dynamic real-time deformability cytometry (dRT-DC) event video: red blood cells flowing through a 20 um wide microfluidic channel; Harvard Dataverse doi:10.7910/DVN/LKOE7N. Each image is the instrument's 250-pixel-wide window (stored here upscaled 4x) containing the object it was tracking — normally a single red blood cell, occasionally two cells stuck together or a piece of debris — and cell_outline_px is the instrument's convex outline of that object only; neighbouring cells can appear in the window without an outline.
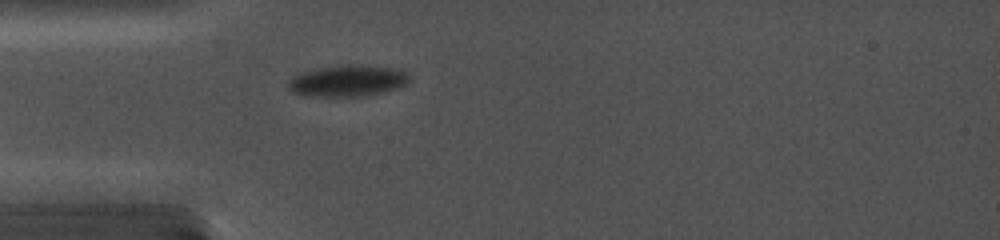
{"species": "common noctule bat (a hibernating species)", "species_latin": "Nyctalus noctula", "temperature_condition": "cold", "stored_images_in_passage": 39, "camera_frame_rate_fps": 5000, "um_per_image_px": 0.085, "animal": {"sex": "female", "body_mass_g": 19.0, "forearm_length_mm": 56.7}, "frame": {"image": 1, "passage_image": 1, "time_ms": 0.0, "image_size_px": [1000, 240], "cell_outline_px": [[408, 80], [404, 84], [396, 88], [384, 92], [368, 96], [312, 96], [296, 92], [288, 84], [296, 76], [304, 72], [320, 68], [340, 64], [352, 64], [384, 68], [400, 72]], "centroid_in_image_um": [29.51, 6.88], "position_along_channel_um": 55.5, "area_um2": 20.98}}
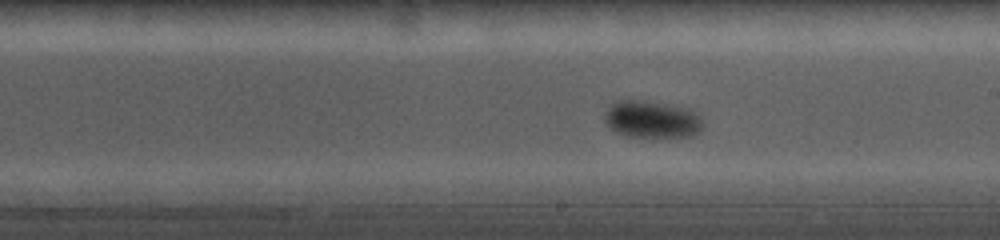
{"frame": {"image": 2, "passage_image": 20, "time_ms": 3.8, "image_size_px": [1000, 240], "cell_outline_px": [[704, 128], [696, 136], [624, 136], [616, 132], [604, 124], [604, 112], [612, 104], [652, 104], [688, 108], [696, 112], [700, 116], [704, 124]], "centroid_in_image_um": [55.49, 10.24], "position_along_channel_um": 233.5, "area_um2": 20.23}}
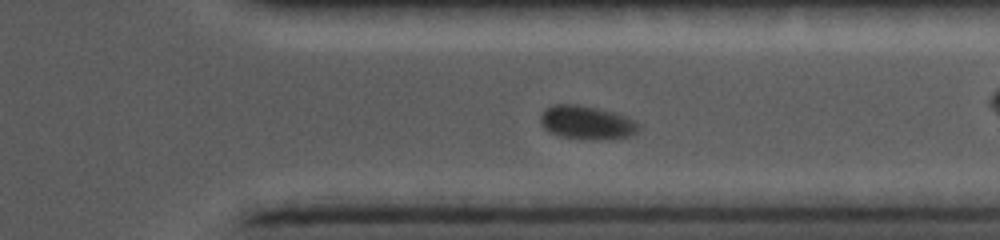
{"frame": {"image": 3, "passage_image": 37, "time_ms": 7.2, "image_size_px": [1000, 240], "cell_outline_px": [[640, 132], [636, 136], [604, 140], [588, 140], [560, 136], [548, 132], [540, 124], [540, 116], [548, 108], [556, 104], [572, 104], [616, 112], [628, 116], [636, 120], [640, 124]], "centroid_in_image_um": [49.98, 10.45], "position_along_channel_um": 361.4, "area_um2": 19.71}}